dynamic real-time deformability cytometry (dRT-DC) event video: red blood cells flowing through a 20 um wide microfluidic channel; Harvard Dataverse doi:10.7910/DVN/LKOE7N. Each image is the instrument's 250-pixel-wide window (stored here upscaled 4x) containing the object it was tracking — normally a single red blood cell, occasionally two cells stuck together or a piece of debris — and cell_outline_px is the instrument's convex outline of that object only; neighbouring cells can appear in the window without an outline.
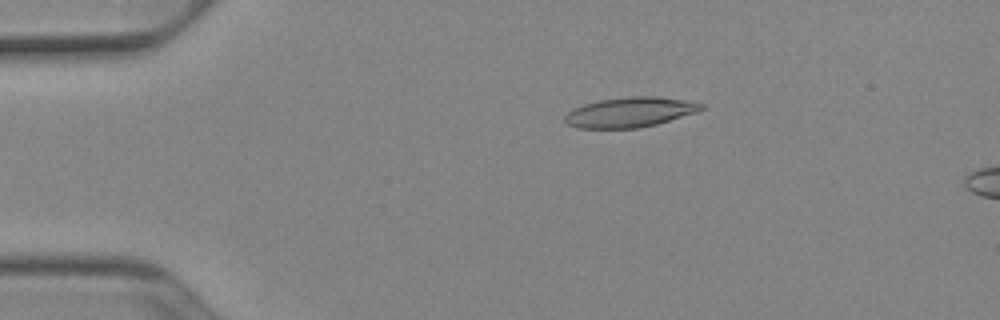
{"species": "Egyptian fruit bat (a non-hibernating species)", "species_latin": "Rousettus aegyptiacus", "temperature_condition": "cold", "stored_images_in_passage": 14, "camera_frame_rate_fps": 3000, "um_per_image_px": 0.085, "animal": {"sex": "female"}, "frame": {"image": 1, "passage_image": 10, "time_ms": 3.0, "image_size_px": [1000, 320], "cell_outline_px": [[704, 108], [696, 112], [656, 124], [640, 128], [580, 128], [568, 124], [564, 120], [564, 116], [568, 112], [584, 104], [600, 100], [628, 96], [656, 96], [704, 104]], "centroid_in_image_um": [53.52, 9.54], "position_along_channel_um": 31.5, "area_um2": 23.47}}